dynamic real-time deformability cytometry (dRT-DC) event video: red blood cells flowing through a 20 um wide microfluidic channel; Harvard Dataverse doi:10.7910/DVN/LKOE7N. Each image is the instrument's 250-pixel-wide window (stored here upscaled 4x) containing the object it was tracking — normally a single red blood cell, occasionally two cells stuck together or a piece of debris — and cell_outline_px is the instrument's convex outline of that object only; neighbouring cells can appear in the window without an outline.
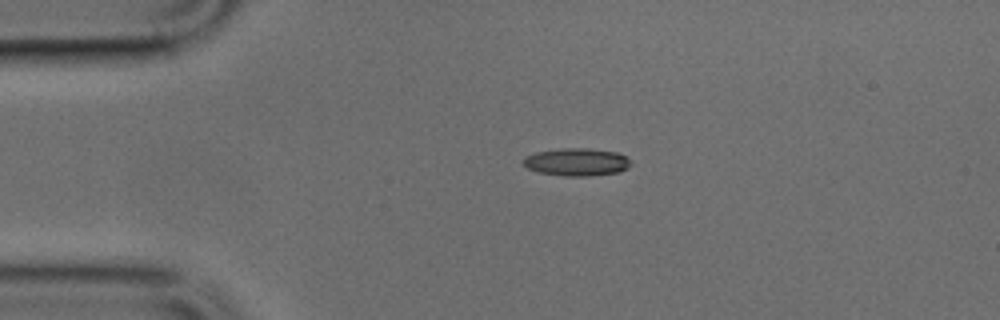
{"species": "common noctule bat (a hibernating species)", "species_latin": "Nyctalus noctula", "temperature_condition": "cold", "stored_images_in_passage": 45, "camera_frame_rate_fps": 3000, "um_per_image_px": 0.085, "animal": {"sex": "male", "body_mass_g": 17.9, "forearm_length_mm": 54.2}, "frame": {"image": 1, "passage_image": 6, "time_ms": 1.667, "image_size_px": [1000, 320], "cell_outline_px": [[632, 164], [628, 168], [616, 172], [588, 176], [564, 176], [540, 172], [528, 168], [520, 160], [524, 156], [536, 152], [564, 148], [588, 148], [616, 152], [624, 156]], "centroid_in_image_um": [48.98, 13.76], "position_along_channel_um": 36.0, "area_um2": 17.22}}
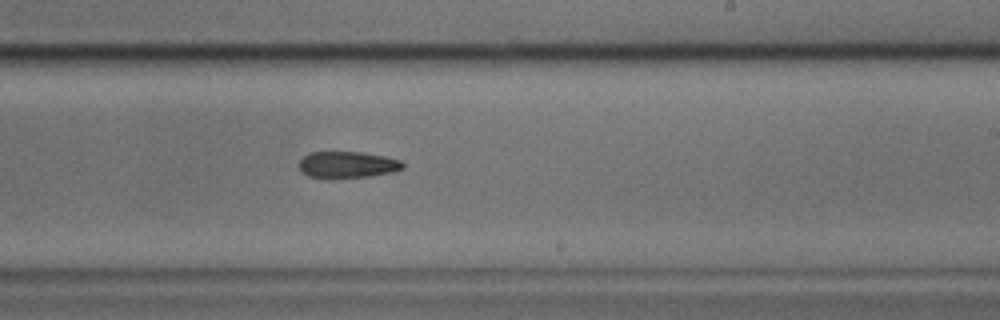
{"frame": {"image": 2, "passage_image": 25, "time_ms": 8.0, "image_size_px": [1000, 320], "cell_outline_px": [[404, 168], [396, 172], [368, 176], [332, 180], [308, 176], [300, 168], [300, 160], [308, 152], [360, 152], [384, 156], [400, 160], [404, 164]], "centroid_in_image_um": [29.54, 14.02], "position_along_channel_um": 259.5, "area_um2": 16.36}}
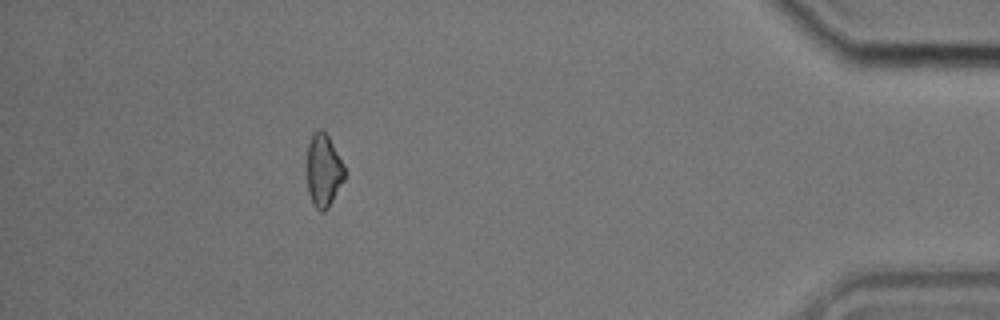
{"frame": {"image": 3, "passage_image": 40, "time_ms": 13.0, "image_size_px": [1000, 320], "cell_outline_px": [[344, 180], [328, 208], [324, 212], [320, 212], [312, 204], [308, 192], [308, 144], [312, 132], [320, 128], [328, 136], [344, 164]], "centroid_in_image_um": [27.5, 14.5], "position_along_channel_um": 407.7, "area_um2": 15.9}}